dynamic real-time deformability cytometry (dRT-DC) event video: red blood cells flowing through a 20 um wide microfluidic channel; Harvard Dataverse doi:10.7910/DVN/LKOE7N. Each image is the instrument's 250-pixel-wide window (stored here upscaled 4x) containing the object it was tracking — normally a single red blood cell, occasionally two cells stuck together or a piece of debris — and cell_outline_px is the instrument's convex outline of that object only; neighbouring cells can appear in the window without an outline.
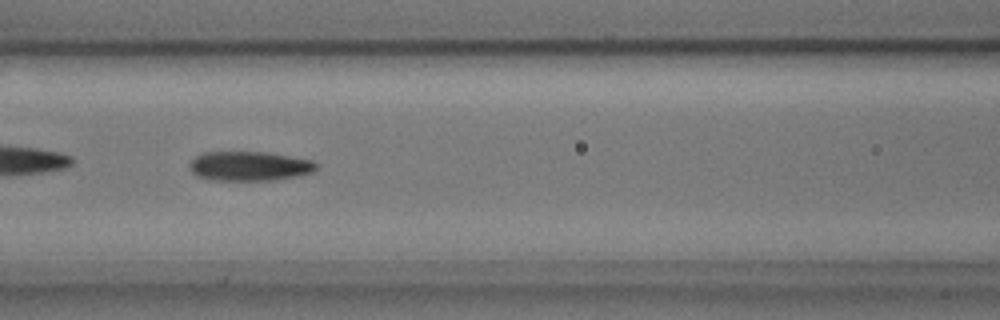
{"species": "common noctule bat (a hibernating species)", "species_latin": "Nyctalus noctula", "temperature_condition": "cold", "stored_images_in_passage": 12, "camera_frame_rate_fps": 3000, "um_per_image_px": 0.085, "animal": {"sex": "male", "body_mass_g": 17.9, "forearm_length_mm": 54.2}, "frame": {"image": 1, "passage_image": 6, "time_ms": 1.667, "image_size_px": [1000, 320], "cell_outline_px": [[320, 164], [312, 172], [300, 176], [272, 180], [208, 180], [196, 176], [188, 168], [188, 164], [196, 156], [204, 152], [268, 152], [312, 160]], "centroid_in_image_um": [21.19, 14.12], "position_along_channel_um": 145.4, "area_um2": 22.02}}
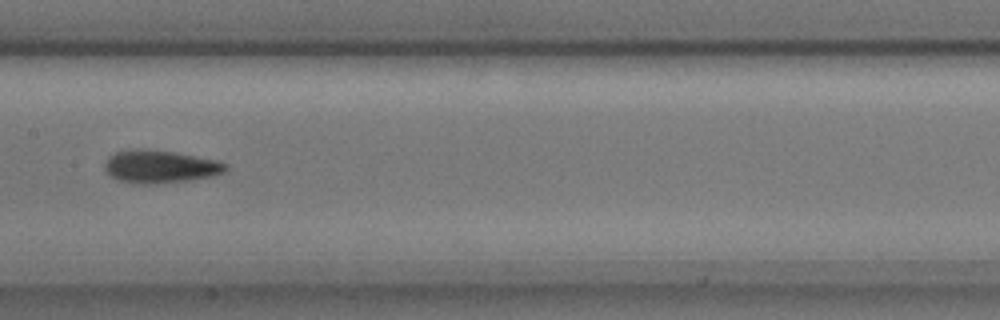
{"frame": {"image": 2, "passage_image": 7, "time_ms": 2.0, "image_size_px": [1000, 320], "cell_outline_px": [[228, 168], [220, 172], [208, 176], [188, 180], [156, 184], [132, 184], [120, 180], [112, 176], [104, 168], [104, 164], [108, 156], [116, 152], [140, 148], [172, 152], [216, 160], [228, 164]], "centroid_in_image_um": [13.55, 14.16], "position_along_channel_um": 193.9, "area_um2": 22.77}}
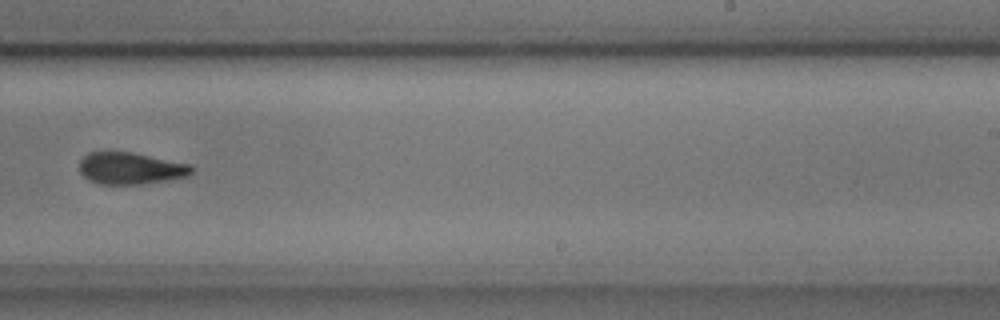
{"frame": {"image": 3, "passage_image": 9, "time_ms": 2.667, "image_size_px": [1000, 320], "cell_outline_px": [[196, 168], [188, 176], [168, 180], [140, 184], [100, 184], [88, 180], [80, 172], [80, 160], [88, 152], [132, 152], [192, 164]], "centroid_in_image_um": [11.14, 14.3], "position_along_channel_um": 277.9, "area_um2": 20.98}}